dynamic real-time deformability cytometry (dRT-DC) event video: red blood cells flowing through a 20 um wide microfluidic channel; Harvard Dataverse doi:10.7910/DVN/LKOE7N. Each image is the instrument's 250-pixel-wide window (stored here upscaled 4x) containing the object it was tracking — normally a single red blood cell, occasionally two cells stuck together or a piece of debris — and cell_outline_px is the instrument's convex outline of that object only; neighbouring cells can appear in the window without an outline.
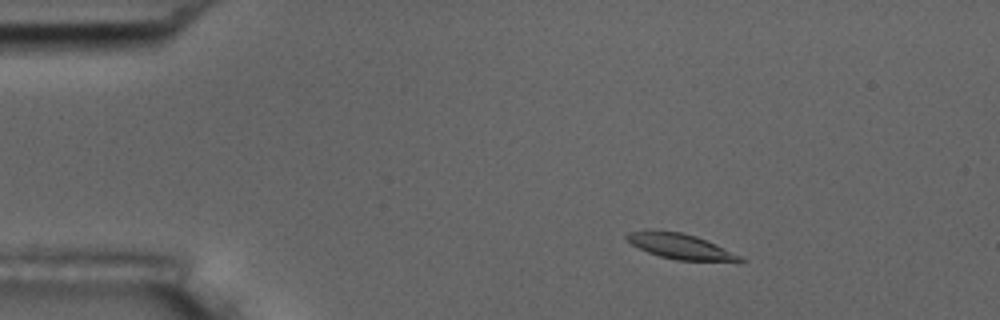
{"species": "common noctule bat (a hibernating species)", "species_latin": "Nyctalus noctula", "temperature_condition": "room temperature", "stored_images_in_passage": 55, "camera_frame_rate_fps": 3000, "um_per_image_px": 0.085, "animal": {"sex": "male", "body_mass_g": 17.5, "forearm_length_mm": 52.3}, "frame": {"image": 1, "passage_image": 8, "time_ms": 2.333, "image_size_px": [1000, 320], "cell_outline_px": [[748, 260], [676, 260], [660, 256], [648, 252], [632, 244], [624, 236], [628, 232], [680, 232], [696, 236], [740, 256]], "centroid_in_image_um": [57.78, 20.95], "position_along_channel_um": 27.2, "area_um2": 15.55}}
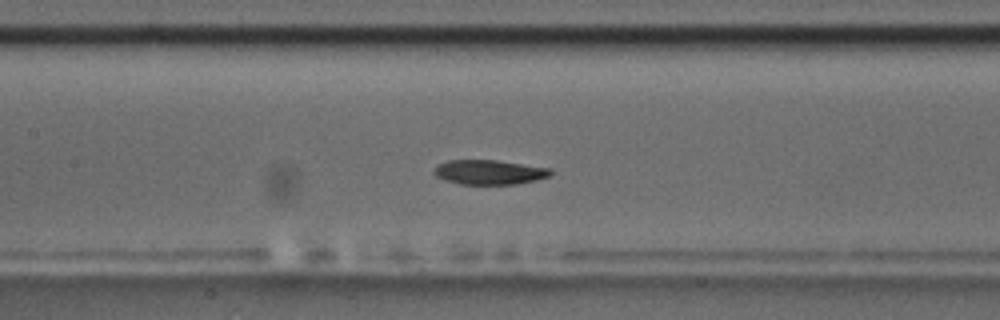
{"frame": {"image": 2, "passage_image": 25, "time_ms": 8.0, "image_size_px": [1000, 320], "cell_outline_px": [[552, 172], [548, 176], [536, 180], [516, 184], [460, 184], [444, 180], [436, 176], [432, 172], [436, 164], [448, 160], [496, 160], [552, 168]], "centroid_in_image_um": [41.55, 14.63], "position_along_channel_um": 165.9, "area_um2": 16.82}}
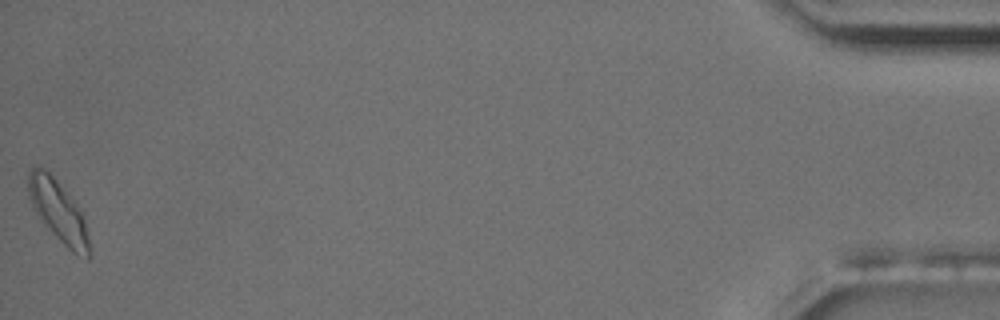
{"frame": {"image": 3, "passage_image": 55, "time_ms": 18.0, "image_size_px": [1000, 320], "cell_outline_px": [[92, 252], [88, 260], [72, 252], [48, 228], [36, 212], [28, 196], [28, 172], [32, 168], [44, 168], [56, 180], [76, 204], [84, 216], [88, 232]], "centroid_in_image_um": [5.0, 18.01], "position_along_channel_um": 430.2, "area_um2": 21.56}, "authors_computed_cell_mechanics": {"area_um2": 17.34, "velocity_mm_per_s": 3.5951, "shape_relaxation_time_tau1_ms": 4.4248, "shape_relaxation_time_tau2_ms": 4.6927, "deformation_change_tau1": 0.1226, "deformation_change_tau2": 0.0963}}